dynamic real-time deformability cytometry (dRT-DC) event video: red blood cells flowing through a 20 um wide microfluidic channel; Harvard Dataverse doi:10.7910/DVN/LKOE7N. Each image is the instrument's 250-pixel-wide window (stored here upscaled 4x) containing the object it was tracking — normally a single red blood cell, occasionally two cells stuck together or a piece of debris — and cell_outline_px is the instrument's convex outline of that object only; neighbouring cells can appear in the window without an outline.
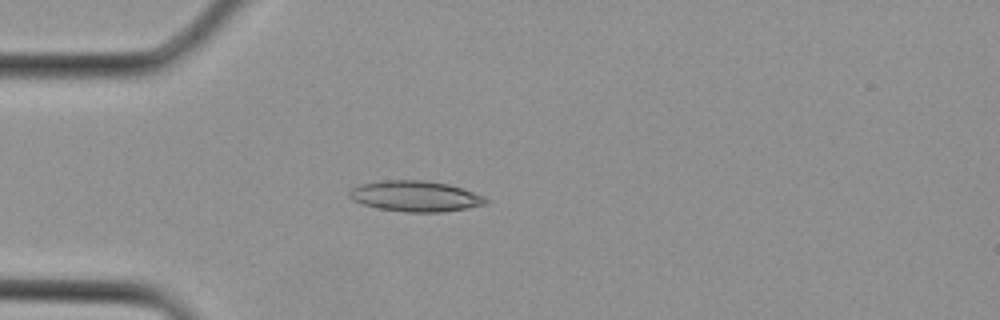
{"species": "Egyptian fruit bat (a non-hibernating species)", "species_latin": "Rousettus aegyptiacus", "temperature_condition": "cold", "stored_images_in_passage": 2, "camera_frame_rate_fps": 3000, "um_per_image_px": 0.085, "animal": {"sex": "female"}, "frame": {"image": 1, "passage_image": 2, "time_ms": 0.333, "image_size_px": [1000, 320], "cell_outline_px": [[488, 204], [468, 208], [440, 212], [408, 212], [380, 208], [364, 204], [352, 200], [348, 196], [348, 192], [352, 188], [360, 184], [384, 180], [424, 180], [448, 184], [484, 196], [488, 200]], "centroid_in_image_um": [35.31, 16.67], "position_along_channel_um": 49.7, "area_um2": 24.28}}